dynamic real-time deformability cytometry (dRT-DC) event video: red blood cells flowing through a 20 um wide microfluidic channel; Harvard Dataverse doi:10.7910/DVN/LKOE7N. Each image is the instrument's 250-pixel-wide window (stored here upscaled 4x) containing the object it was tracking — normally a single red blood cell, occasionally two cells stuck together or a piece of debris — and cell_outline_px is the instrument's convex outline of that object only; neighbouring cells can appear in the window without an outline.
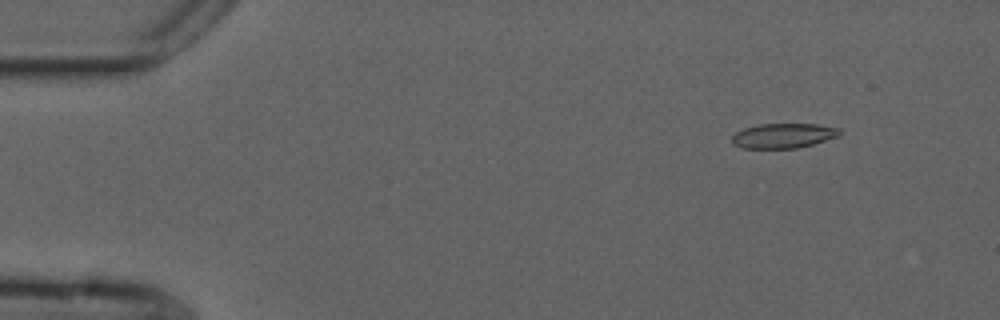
{"species": "common noctule bat (a hibernating species)", "species_latin": "Nyctalus noctula", "temperature_condition": "cold", "stored_images_in_passage": 55, "camera_frame_rate_fps": 3000, "um_per_image_px": 0.085, "animal": {"sex": "male", "forearm_length_mm": 52.5}, "frame": {"image": 1, "passage_image": 6, "time_ms": 1.667, "image_size_px": [1000, 320], "cell_outline_px": [[844, 132], [836, 136], [812, 144], [796, 148], [740, 148], [732, 144], [732, 136], [736, 132], [744, 128], [760, 124], [816, 124], [840, 128]], "centroid_in_image_um": [66.56, 11.53], "position_along_channel_um": 18.4, "area_um2": 15.49}}
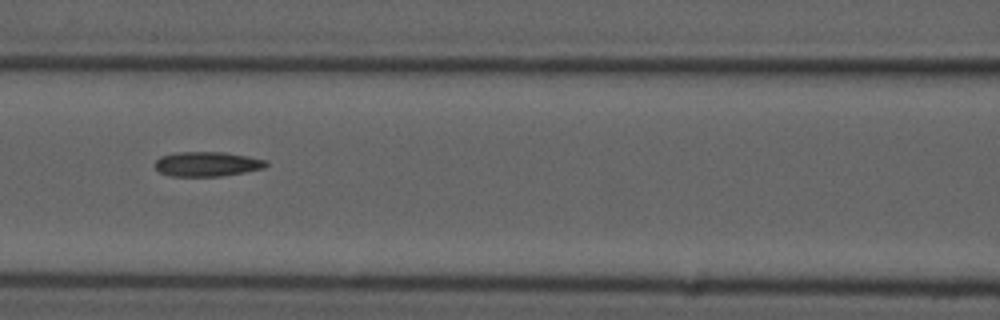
{"frame": {"image": 2, "passage_image": 24, "time_ms": 7.667, "image_size_px": [1000, 320], "cell_outline_px": [[268, 164], [264, 168], [244, 172], [220, 176], [172, 176], [160, 172], [156, 168], [156, 160], [160, 156], [176, 152], [224, 152], [248, 156], [268, 160]], "centroid_in_image_um": [17.63, 13.93], "position_along_channel_um": 149.0, "area_um2": 15.95}}
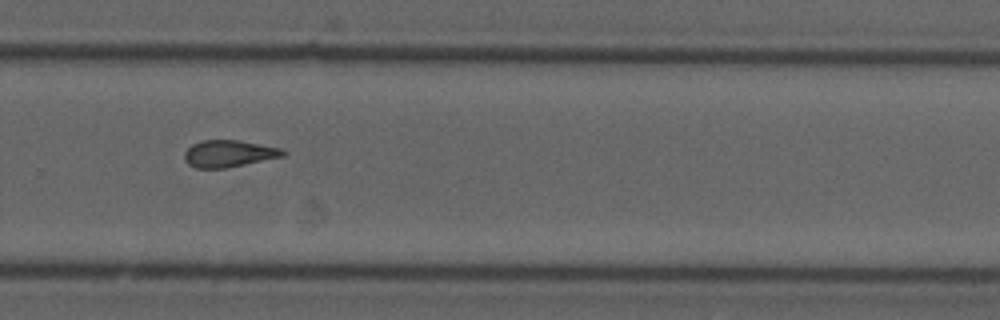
{"frame": {"image": 3, "passage_image": 37, "time_ms": 12.0, "image_size_px": [1000, 320], "cell_outline_px": [[288, 152], [284, 156], [224, 168], [196, 168], [188, 164], [184, 160], [184, 152], [192, 144], [200, 140], [236, 140], [260, 144], [280, 148]], "centroid_in_image_um": [19.42, 13.05], "position_along_channel_um": 310.4, "area_um2": 15.37}, "authors_computed_cell_mechanics": {"area_um2": 15.9528, "velocity_mm_per_s": 3.7354, "shape_relaxation_time_tau1_ms": null, "shape_relaxation_time_tau2_ms": 5.0552, "deformation_change_tau1": null, "deformation_change_tau2": 0.1543}}